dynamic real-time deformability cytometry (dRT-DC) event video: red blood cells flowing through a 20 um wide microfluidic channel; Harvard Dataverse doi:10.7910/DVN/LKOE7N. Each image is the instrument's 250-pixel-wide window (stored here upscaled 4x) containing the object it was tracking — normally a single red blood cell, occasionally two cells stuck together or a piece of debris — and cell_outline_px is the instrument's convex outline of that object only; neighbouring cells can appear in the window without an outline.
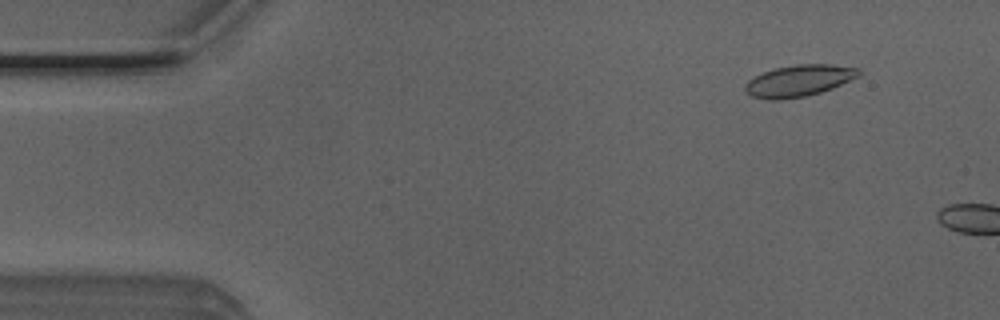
{"species": "Egyptian fruit bat (a non-hibernating species)", "species_latin": "Rousettus aegyptiacus", "temperature_condition": "room temperature", "stored_images_in_passage": 8, "camera_frame_rate_fps": 3000, "um_per_image_px": 0.085, "animal": {"sex": "male"}, "frame": {"image": 1, "passage_image": 5, "time_ms": 1.333, "image_size_px": [1000, 320], "cell_outline_px": [[860, 76], [832, 88], [820, 92], [804, 96], [780, 100], [768, 100], [752, 96], [744, 92], [744, 84], [748, 80], [764, 72], [776, 68], [796, 64], [832, 64], [860, 68]], "centroid_in_image_um": [67.9, 6.86], "position_along_channel_um": 17.1, "area_um2": 20.92}}